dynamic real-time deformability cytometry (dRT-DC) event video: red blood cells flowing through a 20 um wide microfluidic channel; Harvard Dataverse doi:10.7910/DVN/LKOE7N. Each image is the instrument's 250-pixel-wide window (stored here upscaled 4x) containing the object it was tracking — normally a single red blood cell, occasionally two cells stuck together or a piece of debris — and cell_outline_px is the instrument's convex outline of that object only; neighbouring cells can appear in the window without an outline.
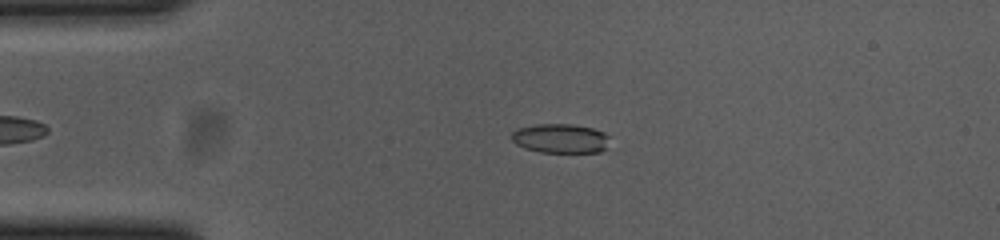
{"species": "common noctule bat (a hibernating species)", "species_latin": "Nyctalus noctula", "temperature_condition": "cold", "stored_images_in_passage": 48, "camera_frame_rate_fps": 3000, "um_per_image_px": 0.085, "animal": {"sex": "female", "body_mass_g": 23.0, "forearm_length_mm": 53.4}, "frame": {"image": 1, "passage_image": 11, "time_ms": 3.333, "image_size_px": [1000, 240], "cell_outline_px": [[608, 148], [600, 152], [540, 152], [524, 148], [516, 144], [512, 140], [512, 132], [516, 128], [536, 124], [572, 124], [592, 128], [604, 132], [608, 136]], "centroid_in_image_um": [47.64, 11.76], "position_along_channel_um": 37.4, "area_um2": 16.88}}
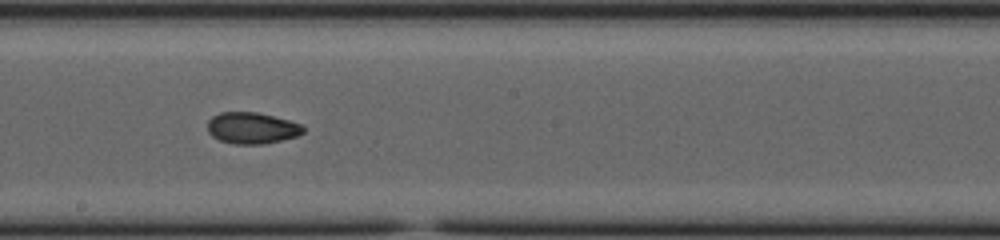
{"frame": {"image": 2, "passage_image": 29, "time_ms": 9.333, "image_size_px": [1000, 240], "cell_outline_px": [[304, 132], [296, 136], [280, 140], [260, 144], [236, 144], [220, 140], [212, 136], [208, 132], [208, 120], [212, 116], [220, 112], [256, 112], [288, 120], [300, 124], [304, 128]], "centroid_in_image_um": [21.38, 10.87], "position_along_channel_um": 226.8, "area_um2": 17.28}}
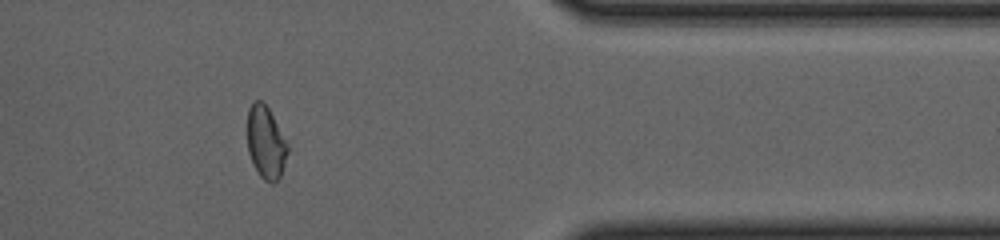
{"frame": {"image": 3, "passage_image": 44, "time_ms": 14.333, "image_size_px": [1000, 240], "cell_outline_px": [[288, 152], [280, 176], [272, 184], [264, 180], [260, 176], [252, 164], [248, 152], [248, 108], [256, 100], [260, 100], [268, 108], [288, 144]], "centroid_in_image_um": [22.59, 12.14], "position_along_channel_um": 388.8, "area_um2": 16.82}, "authors_computed_cell_mechanics": {"area_um2": 17.6579, "velocity_mm_per_s": 3.6869, "shape_relaxation_time_tau1_ms": 5.9054, "shape_relaxation_time_tau2_ms": 2.7712, "deformation_change_tau1": 0.132, "deformation_change_tau2": 0.063}}